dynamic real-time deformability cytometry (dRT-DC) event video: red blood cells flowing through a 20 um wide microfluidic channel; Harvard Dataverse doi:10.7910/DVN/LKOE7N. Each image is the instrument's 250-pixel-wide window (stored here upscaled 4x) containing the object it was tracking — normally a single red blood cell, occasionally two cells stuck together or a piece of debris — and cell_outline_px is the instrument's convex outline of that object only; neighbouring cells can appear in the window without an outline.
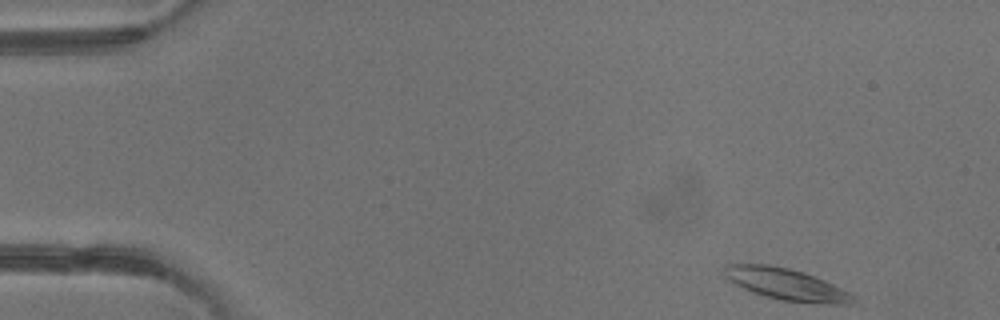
{"species": "common noctule bat (a hibernating species)", "species_latin": "Nyctalus noctula", "temperature_condition": "warm", "stored_images_in_passage": 3, "camera_frame_rate_fps": 3000, "um_per_image_px": 0.085, "animal": {"sex": "male", "body_mass_g": 13.3}, "frame": {"image": 1, "passage_image": 1, "time_ms": 0.0, "image_size_px": [1000, 320], "cell_outline_px": [[856, 304], [824, 304], [784, 300], [764, 296], [752, 292], [728, 280], [724, 276], [724, 268], [728, 264], [768, 264], [788, 268], [804, 272], [824, 280], [848, 292], [852, 296]], "centroid_in_image_um": [66.81, 24.16], "position_along_channel_um": 18.2, "area_um2": 23.47}}